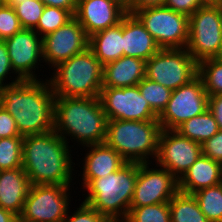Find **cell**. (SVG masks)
Here are the masks:
<instances>
[{"instance_id": "6da1fadb", "label": "cell", "mask_w": 222, "mask_h": 222, "mask_svg": "<svg viewBox=\"0 0 222 222\" xmlns=\"http://www.w3.org/2000/svg\"><path fill=\"white\" fill-rule=\"evenodd\" d=\"M55 98L49 82L37 79L22 80L17 76L0 88V105L12 115L22 136L54 130Z\"/></svg>"}, {"instance_id": "7a4b0ae2", "label": "cell", "mask_w": 222, "mask_h": 222, "mask_svg": "<svg viewBox=\"0 0 222 222\" xmlns=\"http://www.w3.org/2000/svg\"><path fill=\"white\" fill-rule=\"evenodd\" d=\"M68 142L54 130L26 135L22 143V168L31 185L70 186L72 165Z\"/></svg>"}, {"instance_id": "3957f363", "label": "cell", "mask_w": 222, "mask_h": 222, "mask_svg": "<svg viewBox=\"0 0 222 222\" xmlns=\"http://www.w3.org/2000/svg\"><path fill=\"white\" fill-rule=\"evenodd\" d=\"M106 130L107 117L99 97L55 98L54 131L65 141L63 135L69 134L86 146L104 143Z\"/></svg>"}, {"instance_id": "277c9868", "label": "cell", "mask_w": 222, "mask_h": 222, "mask_svg": "<svg viewBox=\"0 0 222 222\" xmlns=\"http://www.w3.org/2000/svg\"><path fill=\"white\" fill-rule=\"evenodd\" d=\"M138 169L139 163L126 162L119 170L93 179L86 186L89 194L84 203L110 222H123L130 210Z\"/></svg>"}, {"instance_id": "5b68a950", "label": "cell", "mask_w": 222, "mask_h": 222, "mask_svg": "<svg viewBox=\"0 0 222 222\" xmlns=\"http://www.w3.org/2000/svg\"><path fill=\"white\" fill-rule=\"evenodd\" d=\"M54 68L55 76L49 84L55 97H99L103 64L89 48Z\"/></svg>"}, {"instance_id": "8992f818", "label": "cell", "mask_w": 222, "mask_h": 222, "mask_svg": "<svg viewBox=\"0 0 222 222\" xmlns=\"http://www.w3.org/2000/svg\"><path fill=\"white\" fill-rule=\"evenodd\" d=\"M161 132L158 120H107L105 143L127 163H148L147 155L157 156Z\"/></svg>"}, {"instance_id": "52a82bcc", "label": "cell", "mask_w": 222, "mask_h": 222, "mask_svg": "<svg viewBox=\"0 0 222 222\" xmlns=\"http://www.w3.org/2000/svg\"><path fill=\"white\" fill-rule=\"evenodd\" d=\"M222 4H204L189 17L187 51L199 63L221 58Z\"/></svg>"}, {"instance_id": "ba28073f", "label": "cell", "mask_w": 222, "mask_h": 222, "mask_svg": "<svg viewBox=\"0 0 222 222\" xmlns=\"http://www.w3.org/2000/svg\"><path fill=\"white\" fill-rule=\"evenodd\" d=\"M161 49L186 48L189 17L165 6L146 7L133 13Z\"/></svg>"}, {"instance_id": "9c48e42d", "label": "cell", "mask_w": 222, "mask_h": 222, "mask_svg": "<svg viewBox=\"0 0 222 222\" xmlns=\"http://www.w3.org/2000/svg\"><path fill=\"white\" fill-rule=\"evenodd\" d=\"M198 75V63L187 49H160L146 61L145 77L176 90Z\"/></svg>"}, {"instance_id": "30bf717a", "label": "cell", "mask_w": 222, "mask_h": 222, "mask_svg": "<svg viewBox=\"0 0 222 222\" xmlns=\"http://www.w3.org/2000/svg\"><path fill=\"white\" fill-rule=\"evenodd\" d=\"M209 106V96L202 78L197 75L189 83L172 91L166 108L158 116L162 129L176 130L185 121L204 113Z\"/></svg>"}, {"instance_id": "8fae6325", "label": "cell", "mask_w": 222, "mask_h": 222, "mask_svg": "<svg viewBox=\"0 0 222 222\" xmlns=\"http://www.w3.org/2000/svg\"><path fill=\"white\" fill-rule=\"evenodd\" d=\"M68 186L31 185L19 222H61L67 217Z\"/></svg>"}, {"instance_id": "7c38bea8", "label": "cell", "mask_w": 222, "mask_h": 222, "mask_svg": "<svg viewBox=\"0 0 222 222\" xmlns=\"http://www.w3.org/2000/svg\"><path fill=\"white\" fill-rule=\"evenodd\" d=\"M107 120H158L138 86L103 87L99 95Z\"/></svg>"}, {"instance_id": "4fadbf2b", "label": "cell", "mask_w": 222, "mask_h": 222, "mask_svg": "<svg viewBox=\"0 0 222 222\" xmlns=\"http://www.w3.org/2000/svg\"><path fill=\"white\" fill-rule=\"evenodd\" d=\"M201 154L202 144L182 136L176 130L162 129L156 160L159 166L168 170L177 180Z\"/></svg>"}, {"instance_id": "5bb4252c", "label": "cell", "mask_w": 222, "mask_h": 222, "mask_svg": "<svg viewBox=\"0 0 222 222\" xmlns=\"http://www.w3.org/2000/svg\"><path fill=\"white\" fill-rule=\"evenodd\" d=\"M140 163L130 208L169 202L179 191L178 180L165 168L149 169Z\"/></svg>"}, {"instance_id": "9a60e30c", "label": "cell", "mask_w": 222, "mask_h": 222, "mask_svg": "<svg viewBox=\"0 0 222 222\" xmlns=\"http://www.w3.org/2000/svg\"><path fill=\"white\" fill-rule=\"evenodd\" d=\"M89 37L73 17L56 31L42 37L43 57L52 67L88 48Z\"/></svg>"}, {"instance_id": "2e32d148", "label": "cell", "mask_w": 222, "mask_h": 222, "mask_svg": "<svg viewBox=\"0 0 222 222\" xmlns=\"http://www.w3.org/2000/svg\"><path fill=\"white\" fill-rule=\"evenodd\" d=\"M126 14V1L77 0L74 17L81 24L86 35L90 37L117 25Z\"/></svg>"}, {"instance_id": "e0dca14e", "label": "cell", "mask_w": 222, "mask_h": 222, "mask_svg": "<svg viewBox=\"0 0 222 222\" xmlns=\"http://www.w3.org/2000/svg\"><path fill=\"white\" fill-rule=\"evenodd\" d=\"M41 39V40H40ZM13 70L22 80H36L31 72L43 57L42 38H38L34 29H22L13 36L4 39Z\"/></svg>"}, {"instance_id": "ac0fdd59", "label": "cell", "mask_w": 222, "mask_h": 222, "mask_svg": "<svg viewBox=\"0 0 222 222\" xmlns=\"http://www.w3.org/2000/svg\"><path fill=\"white\" fill-rule=\"evenodd\" d=\"M160 49L134 14L127 13L123 17V56L147 61Z\"/></svg>"}, {"instance_id": "d6986e66", "label": "cell", "mask_w": 222, "mask_h": 222, "mask_svg": "<svg viewBox=\"0 0 222 222\" xmlns=\"http://www.w3.org/2000/svg\"><path fill=\"white\" fill-rule=\"evenodd\" d=\"M222 183V163L203 154L178 180L179 191L193 194L196 191Z\"/></svg>"}, {"instance_id": "ffe728a7", "label": "cell", "mask_w": 222, "mask_h": 222, "mask_svg": "<svg viewBox=\"0 0 222 222\" xmlns=\"http://www.w3.org/2000/svg\"><path fill=\"white\" fill-rule=\"evenodd\" d=\"M30 187V180L22 167L12 170H1L0 207L19 217Z\"/></svg>"}, {"instance_id": "44dd1931", "label": "cell", "mask_w": 222, "mask_h": 222, "mask_svg": "<svg viewBox=\"0 0 222 222\" xmlns=\"http://www.w3.org/2000/svg\"><path fill=\"white\" fill-rule=\"evenodd\" d=\"M146 61L122 56L103 65V87H132L145 77Z\"/></svg>"}, {"instance_id": "7402d4cb", "label": "cell", "mask_w": 222, "mask_h": 222, "mask_svg": "<svg viewBox=\"0 0 222 222\" xmlns=\"http://www.w3.org/2000/svg\"><path fill=\"white\" fill-rule=\"evenodd\" d=\"M87 147H91V151L87 153L83 166L84 187L93 179L104 177L119 170L126 163L121 155L105 142Z\"/></svg>"}, {"instance_id": "603a6c76", "label": "cell", "mask_w": 222, "mask_h": 222, "mask_svg": "<svg viewBox=\"0 0 222 222\" xmlns=\"http://www.w3.org/2000/svg\"><path fill=\"white\" fill-rule=\"evenodd\" d=\"M88 48L105 65L123 56V18L120 23L89 37Z\"/></svg>"}, {"instance_id": "cb8c5ba5", "label": "cell", "mask_w": 222, "mask_h": 222, "mask_svg": "<svg viewBox=\"0 0 222 222\" xmlns=\"http://www.w3.org/2000/svg\"><path fill=\"white\" fill-rule=\"evenodd\" d=\"M220 130L214 115L207 109L181 124L176 131L197 143H204Z\"/></svg>"}, {"instance_id": "d4e9b609", "label": "cell", "mask_w": 222, "mask_h": 222, "mask_svg": "<svg viewBox=\"0 0 222 222\" xmlns=\"http://www.w3.org/2000/svg\"><path fill=\"white\" fill-rule=\"evenodd\" d=\"M171 222H209L193 194L178 191L169 201Z\"/></svg>"}, {"instance_id": "484cf974", "label": "cell", "mask_w": 222, "mask_h": 222, "mask_svg": "<svg viewBox=\"0 0 222 222\" xmlns=\"http://www.w3.org/2000/svg\"><path fill=\"white\" fill-rule=\"evenodd\" d=\"M209 222H222V183L193 193Z\"/></svg>"}, {"instance_id": "4316f807", "label": "cell", "mask_w": 222, "mask_h": 222, "mask_svg": "<svg viewBox=\"0 0 222 222\" xmlns=\"http://www.w3.org/2000/svg\"><path fill=\"white\" fill-rule=\"evenodd\" d=\"M198 75L203 80L208 96L222 95V58H208L200 61Z\"/></svg>"}, {"instance_id": "83f0119b", "label": "cell", "mask_w": 222, "mask_h": 222, "mask_svg": "<svg viewBox=\"0 0 222 222\" xmlns=\"http://www.w3.org/2000/svg\"><path fill=\"white\" fill-rule=\"evenodd\" d=\"M150 108L159 116L166 108L172 90L144 77L137 85Z\"/></svg>"}, {"instance_id": "f1b7e54d", "label": "cell", "mask_w": 222, "mask_h": 222, "mask_svg": "<svg viewBox=\"0 0 222 222\" xmlns=\"http://www.w3.org/2000/svg\"><path fill=\"white\" fill-rule=\"evenodd\" d=\"M24 136L0 139V171L22 167V143Z\"/></svg>"}, {"instance_id": "f546056e", "label": "cell", "mask_w": 222, "mask_h": 222, "mask_svg": "<svg viewBox=\"0 0 222 222\" xmlns=\"http://www.w3.org/2000/svg\"><path fill=\"white\" fill-rule=\"evenodd\" d=\"M124 222H171L169 202L130 208Z\"/></svg>"}, {"instance_id": "4dcf8cb0", "label": "cell", "mask_w": 222, "mask_h": 222, "mask_svg": "<svg viewBox=\"0 0 222 222\" xmlns=\"http://www.w3.org/2000/svg\"><path fill=\"white\" fill-rule=\"evenodd\" d=\"M73 17L74 15L69 10H64L52 6H45L34 30H37V33L40 32L42 38L45 35L56 31L62 25L70 21Z\"/></svg>"}, {"instance_id": "1f68e13d", "label": "cell", "mask_w": 222, "mask_h": 222, "mask_svg": "<svg viewBox=\"0 0 222 222\" xmlns=\"http://www.w3.org/2000/svg\"><path fill=\"white\" fill-rule=\"evenodd\" d=\"M9 5L16 12L23 29H34L45 7L41 0H25L21 3H9Z\"/></svg>"}, {"instance_id": "d6a6232c", "label": "cell", "mask_w": 222, "mask_h": 222, "mask_svg": "<svg viewBox=\"0 0 222 222\" xmlns=\"http://www.w3.org/2000/svg\"><path fill=\"white\" fill-rule=\"evenodd\" d=\"M22 29L13 7L9 4L0 3V40L9 38Z\"/></svg>"}, {"instance_id": "836d02e7", "label": "cell", "mask_w": 222, "mask_h": 222, "mask_svg": "<svg viewBox=\"0 0 222 222\" xmlns=\"http://www.w3.org/2000/svg\"><path fill=\"white\" fill-rule=\"evenodd\" d=\"M61 222H110L105 216L86 203L76 210L72 216L65 217Z\"/></svg>"}, {"instance_id": "e575fe53", "label": "cell", "mask_w": 222, "mask_h": 222, "mask_svg": "<svg viewBox=\"0 0 222 222\" xmlns=\"http://www.w3.org/2000/svg\"><path fill=\"white\" fill-rule=\"evenodd\" d=\"M202 154L222 163V130L202 143Z\"/></svg>"}, {"instance_id": "d590c367", "label": "cell", "mask_w": 222, "mask_h": 222, "mask_svg": "<svg viewBox=\"0 0 222 222\" xmlns=\"http://www.w3.org/2000/svg\"><path fill=\"white\" fill-rule=\"evenodd\" d=\"M203 5L202 0H166L164 6L190 17Z\"/></svg>"}, {"instance_id": "8d00e7d4", "label": "cell", "mask_w": 222, "mask_h": 222, "mask_svg": "<svg viewBox=\"0 0 222 222\" xmlns=\"http://www.w3.org/2000/svg\"><path fill=\"white\" fill-rule=\"evenodd\" d=\"M22 136L12 115L0 105V138Z\"/></svg>"}, {"instance_id": "74e56055", "label": "cell", "mask_w": 222, "mask_h": 222, "mask_svg": "<svg viewBox=\"0 0 222 222\" xmlns=\"http://www.w3.org/2000/svg\"><path fill=\"white\" fill-rule=\"evenodd\" d=\"M13 68L11 65V61L9 59L7 46L4 40H0V88L4 85L2 84L6 74Z\"/></svg>"}, {"instance_id": "f35d334b", "label": "cell", "mask_w": 222, "mask_h": 222, "mask_svg": "<svg viewBox=\"0 0 222 222\" xmlns=\"http://www.w3.org/2000/svg\"><path fill=\"white\" fill-rule=\"evenodd\" d=\"M166 0H127L126 9L127 13L133 14L135 11L146 8L164 6Z\"/></svg>"}, {"instance_id": "ab89813d", "label": "cell", "mask_w": 222, "mask_h": 222, "mask_svg": "<svg viewBox=\"0 0 222 222\" xmlns=\"http://www.w3.org/2000/svg\"><path fill=\"white\" fill-rule=\"evenodd\" d=\"M208 109L214 115V118L222 130V95L209 96Z\"/></svg>"}, {"instance_id": "60d3db41", "label": "cell", "mask_w": 222, "mask_h": 222, "mask_svg": "<svg viewBox=\"0 0 222 222\" xmlns=\"http://www.w3.org/2000/svg\"><path fill=\"white\" fill-rule=\"evenodd\" d=\"M45 6H52L69 10L73 15L76 12L77 0H41Z\"/></svg>"}, {"instance_id": "b9f144b4", "label": "cell", "mask_w": 222, "mask_h": 222, "mask_svg": "<svg viewBox=\"0 0 222 222\" xmlns=\"http://www.w3.org/2000/svg\"><path fill=\"white\" fill-rule=\"evenodd\" d=\"M0 222H19V217L0 207Z\"/></svg>"}, {"instance_id": "7bdbcfd3", "label": "cell", "mask_w": 222, "mask_h": 222, "mask_svg": "<svg viewBox=\"0 0 222 222\" xmlns=\"http://www.w3.org/2000/svg\"><path fill=\"white\" fill-rule=\"evenodd\" d=\"M204 4H221V0H202Z\"/></svg>"}, {"instance_id": "ee69618b", "label": "cell", "mask_w": 222, "mask_h": 222, "mask_svg": "<svg viewBox=\"0 0 222 222\" xmlns=\"http://www.w3.org/2000/svg\"><path fill=\"white\" fill-rule=\"evenodd\" d=\"M22 1H25V0H0V3H5V4H9V3H21Z\"/></svg>"}]
</instances>
